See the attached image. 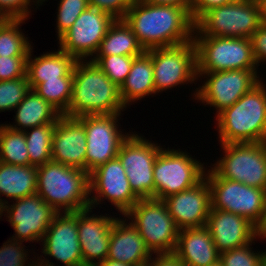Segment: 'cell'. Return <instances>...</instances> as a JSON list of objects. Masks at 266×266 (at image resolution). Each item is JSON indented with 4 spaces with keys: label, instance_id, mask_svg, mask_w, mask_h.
I'll return each instance as SVG.
<instances>
[{
    "label": "cell",
    "instance_id": "1",
    "mask_svg": "<svg viewBox=\"0 0 266 266\" xmlns=\"http://www.w3.org/2000/svg\"><path fill=\"white\" fill-rule=\"evenodd\" d=\"M123 20L145 51L193 40L194 21L185 8L177 5H156L135 0Z\"/></svg>",
    "mask_w": 266,
    "mask_h": 266
},
{
    "label": "cell",
    "instance_id": "2",
    "mask_svg": "<svg viewBox=\"0 0 266 266\" xmlns=\"http://www.w3.org/2000/svg\"><path fill=\"white\" fill-rule=\"evenodd\" d=\"M120 87L91 60H77L73 68L72 96L68 117L117 114L125 111Z\"/></svg>",
    "mask_w": 266,
    "mask_h": 266
},
{
    "label": "cell",
    "instance_id": "3",
    "mask_svg": "<svg viewBox=\"0 0 266 266\" xmlns=\"http://www.w3.org/2000/svg\"><path fill=\"white\" fill-rule=\"evenodd\" d=\"M262 80L215 115L219 144L266 142V84Z\"/></svg>",
    "mask_w": 266,
    "mask_h": 266
},
{
    "label": "cell",
    "instance_id": "4",
    "mask_svg": "<svg viewBox=\"0 0 266 266\" xmlns=\"http://www.w3.org/2000/svg\"><path fill=\"white\" fill-rule=\"evenodd\" d=\"M36 193L57 213L90 208L89 174L85 170L49 161L37 167Z\"/></svg>",
    "mask_w": 266,
    "mask_h": 266
},
{
    "label": "cell",
    "instance_id": "5",
    "mask_svg": "<svg viewBox=\"0 0 266 266\" xmlns=\"http://www.w3.org/2000/svg\"><path fill=\"white\" fill-rule=\"evenodd\" d=\"M193 36L251 39L261 25L258 0H235L207 10L195 23Z\"/></svg>",
    "mask_w": 266,
    "mask_h": 266
},
{
    "label": "cell",
    "instance_id": "6",
    "mask_svg": "<svg viewBox=\"0 0 266 266\" xmlns=\"http://www.w3.org/2000/svg\"><path fill=\"white\" fill-rule=\"evenodd\" d=\"M124 216L139 231L152 254L174 253L179 229L163 200L140 198Z\"/></svg>",
    "mask_w": 266,
    "mask_h": 266
},
{
    "label": "cell",
    "instance_id": "7",
    "mask_svg": "<svg viewBox=\"0 0 266 266\" xmlns=\"http://www.w3.org/2000/svg\"><path fill=\"white\" fill-rule=\"evenodd\" d=\"M197 72L258 70L251 39L193 36Z\"/></svg>",
    "mask_w": 266,
    "mask_h": 266
},
{
    "label": "cell",
    "instance_id": "8",
    "mask_svg": "<svg viewBox=\"0 0 266 266\" xmlns=\"http://www.w3.org/2000/svg\"><path fill=\"white\" fill-rule=\"evenodd\" d=\"M204 164L180 148H162L153 169L154 198L163 200L198 184L205 177Z\"/></svg>",
    "mask_w": 266,
    "mask_h": 266
},
{
    "label": "cell",
    "instance_id": "9",
    "mask_svg": "<svg viewBox=\"0 0 266 266\" xmlns=\"http://www.w3.org/2000/svg\"><path fill=\"white\" fill-rule=\"evenodd\" d=\"M205 177L211 190V208L234 213L257 226L266 208V190L224 179L212 168Z\"/></svg>",
    "mask_w": 266,
    "mask_h": 266
},
{
    "label": "cell",
    "instance_id": "10",
    "mask_svg": "<svg viewBox=\"0 0 266 266\" xmlns=\"http://www.w3.org/2000/svg\"><path fill=\"white\" fill-rule=\"evenodd\" d=\"M220 145L223 157L208 167L224 179L266 190V142Z\"/></svg>",
    "mask_w": 266,
    "mask_h": 266
},
{
    "label": "cell",
    "instance_id": "11",
    "mask_svg": "<svg viewBox=\"0 0 266 266\" xmlns=\"http://www.w3.org/2000/svg\"><path fill=\"white\" fill-rule=\"evenodd\" d=\"M257 70H225L197 72V77L206 78L202 86L193 93V99L214 107L216 115L232 106L261 79Z\"/></svg>",
    "mask_w": 266,
    "mask_h": 266
},
{
    "label": "cell",
    "instance_id": "12",
    "mask_svg": "<svg viewBox=\"0 0 266 266\" xmlns=\"http://www.w3.org/2000/svg\"><path fill=\"white\" fill-rule=\"evenodd\" d=\"M152 56L155 94L198 81L194 41L147 50Z\"/></svg>",
    "mask_w": 266,
    "mask_h": 266
},
{
    "label": "cell",
    "instance_id": "13",
    "mask_svg": "<svg viewBox=\"0 0 266 266\" xmlns=\"http://www.w3.org/2000/svg\"><path fill=\"white\" fill-rule=\"evenodd\" d=\"M129 133L117 157L125 169L132 191L139 198H154V163L163 147L142 135Z\"/></svg>",
    "mask_w": 266,
    "mask_h": 266
},
{
    "label": "cell",
    "instance_id": "14",
    "mask_svg": "<svg viewBox=\"0 0 266 266\" xmlns=\"http://www.w3.org/2000/svg\"><path fill=\"white\" fill-rule=\"evenodd\" d=\"M122 113L78 117L86 131V172L117 157L122 143L130 135L121 130L118 121ZM119 118V119H118ZM123 131V132H122Z\"/></svg>",
    "mask_w": 266,
    "mask_h": 266
},
{
    "label": "cell",
    "instance_id": "15",
    "mask_svg": "<svg viewBox=\"0 0 266 266\" xmlns=\"http://www.w3.org/2000/svg\"><path fill=\"white\" fill-rule=\"evenodd\" d=\"M89 199L92 209L106 199L116 207V210L118 209L122 216L138 202L140 198L132 191L125 169L118 157L89 173Z\"/></svg>",
    "mask_w": 266,
    "mask_h": 266
},
{
    "label": "cell",
    "instance_id": "16",
    "mask_svg": "<svg viewBox=\"0 0 266 266\" xmlns=\"http://www.w3.org/2000/svg\"><path fill=\"white\" fill-rule=\"evenodd\" d=\"M114 21L107 13L88 7L58 39L59 49L76 60L92 59Z\"/></svg>",
    "mask_w": 266,
    "mask_h": 266
},
{
    "label": "cell",
    "instance_id": "17",
    "mask_svg": "<svg viewBox=\"0 0 266 266\" xmlns=\"http://www.w3.org/2000/svg\"><path fill=\"white\" fill-rule=\"evenodd\" d=\"M13 201L4 205V217L15 232L10 238L40 243L57 211L37 193Z\"/></svg>",
    "mask_w": 266,
    "mask_h": 266
},
{
    "label": "cell",
    "instance_id": "18",
    "mask_svg": "<svg viewBox=\"0 0 266 266\" xmlns=\"http://www.w3.org/2000/svg\"><path fill=\"white\" fill-rule=\"evenodd\" d=\"M41 242L43 246L40 252L45 257H53L65 266H83L78 240L77 211L57 213Z\"/></svg>",
    "mask_w": 266,
    "mask_h": 266
},
{
    "label": "cell",
    "instance_id": "19",
    "mask_svg": "<svg viewBox=\"0 0 266 266\" xmlns=\"http://www.w3.org/2000/svg\"><path fill=\"white\" fill-rule=\"evenodd\" d=\"M92 208L77 211L78 240L83 266H97L107 258L111 228L117 217L91 214ZM91 214V215H89Z\"/></svg>",
    "mask_w": 266,
    "mask_h": 266
},
{
    "label": "cell",
    "instance_id": "20",
    "mask_svg": "<svg viewBox=\"0 0 266 266\" xmlns=\"http://www.w3.org/2000/svg\"><path fill=\"white\" fill-rule=\"evenodd\" d=\"M179 230L207 224L211 209V190L204 177L198 184L163 199Z\"/></svg>",
    "mask_w": 266,
    "mask_h": 266
},
{
    "label": "cell",
    "instance_id": "21",
    "mask_svg": "<svg viewBox=\"0 0 266 266\" xmlns=\"http://www.w3.org/2000/svg\"><path fill=\"white\" fill-rule=\"evenodd\" d=\"M52 161L86 171V131L78 117L61 115L55 123Z\"/></svg>",
    "mask_w": 266,
    "mask_h": 266
},
{
    "label": "cell",
    "instance_id": "22",
    "mask_svg": "<svg viewBox=\"0 0 266 266\" xmlns=\"http://www.w3.org/2000/svg\"><path fill=\"white\" fill-rule=\"evenodd\" d=\"M206 226L219 253L257 241L256 226L234 213L211 208Z\"/></svg>",
    "mask_w": 266,
    "mask_h": 266
},
{
    "label": "cell",
    "instance_id": "23",
    "mask_svg": "<svg viewBox=\"0 0 266 266\" xmlns=\"http://www.w3.org/2000/svg\"><path fill=\"white\" fill-rule=\"evenodd\" d=\"M154 256L146 247L139 231L126 217L116 218L112 228L107 258L129 265L144 262Z\"/></svg>",
    "mask_w": 266,
    "mask_h": 266
},
{
    "label": "cell",
    "instance_id": "24",
    "mask_svg": "<svg viewBox=\"0 0 266 266\" xmlns=\"http://www.w3.org/2000/svg\"><path fill=\"white\" fill-rule=\"evenodd\" d=\"M174 255L186 266H209L220 259L206 225L179 230Z\"/></svg>",
    "mask_w": 266,
    "mask_h": 266
},
{
    "label": "cell",
    "instance_id": "25",
    "mask_svg": "<svg viewBox=\"0 0 266 266\" xmlns=\"http://www.w3.org/2000/svg\"><path fill=\"white\" fill-rule=\"evenodd\" d=\"M32 54L33 46L26 61V76L31 89L46 80L58 79V77H73V68L77 61L73 56L60 49L38 57H32Z\"/></svg>",
    "mask_w": 266,
    "mask_h": 266
},
{
    "label": "cell",
    "instance_id": "26",
    "mask_svg": "<svg viewBox=\"0 0 266 266\" xmlns=\"http://www.w3.org/2000/svg\"><path fill=\"white\" fill-rule=\"evenodd\" d=\"M120 95L126 108L146 96L155 95L152 56L147 51L134 58L131 70L120 86Z\"/></svg>",
    "mask_w": 266,
    "mask_h": 266
},
{
    "label": "cell",
    "instance_id": "27",
    "mask_svg": "<svg viewBox=\"0 0 266 266\" xmlns=\"http://www.w3.org/2000/svg\"><path fill=\"white\" fill-rule=\"evenodd\" d=\"M14 111H16L15 124L7 123L6 125L16 131H25L28 128L45 124H55L62 115L33 89H30Z\"/></svg>",
    "mask_w": 266,
    "mask_h": 266
},
{
    "label": "cell",
    "instance_id": "28",
    "mask_svg": "<svg viewBox=\"0 0 266 266\" xmlns=\"http://www.w3.org/2000/svg\"><path fill=\"white\" fill-rule=\"evenodd\" d=\"M37 167L19 166L0 161V200L7 204L8 199H21L37 191ZM3 196L5 198H1ZM5 199V200H4Z\"/></svg>",
    "mask_w": 266,
    "mask_h": 266
},
{
    "label": "cell",
    "instance_id": "29",
    "mask_svg": "<svg viewBox=\"0 0 266 266\" xmlns=\"http://www.w3.org/2000/svg\"><path fill=\"white\" fill-rule=\"evenodd\" d=\"M145 52L124 20H115L108 28L94 56H140Z\"/></svg>",
    "mask_w": 266,
    "mask_h": 266
},
{
    "label": "cell",
    "instance_id": "30",
    "mask_svg": "<svg viewBox=\"0 0 266 266\" xmlns=\"http://www.w3.org/2000/svg\"><path fill=\"white\" fill-rule=\"evenodd\" d=\"M24 19H0V56H28L32 47L22 31Z\"/></svg>",
    "mask_w": 266,
    "mask_h": 266
},
{
    "label": "cell",
    "instance_id": "31",
    "mask_svg": "<svg viewBox=\"0 0 266 266\" xmlns=\"http://www.w3.org/2000/svg\"><path fill=\"white\" fill-rule=\"evenodd\" d=\"M0 161L19 166L30 165L24 131L10 129L6 123L0 125Z\"/></svg>",
    "mask_w": 266,
    "mask_h": 266
},
{
    "label": "cell",
    "instance_id": "32",
    "mask_svg": "<svg viewBox=\"0 0 266 266\" xmlns=\"http://www.w3.org/2000/svg\"><path fill=\"white\" fill-rule=\"evenodd\" d=\"M54 131L55 124H45L24 131L30 165L38 167L52 160L51 146Z\"/></svg>",
    "mask_w": 266,
    "mask_h": 266
},
{
    "label": "cell",
    "instance_id": "33",
    "mask_svg": "<svg viewBox=\"0 0 266 266\" xmlns=\"http://www.w3.org/2000/svg\"><path fill=\"white\" fill-rule=\"evenodd\" d=\"M72 84L73 77H58L37 84L33 90L63 115L71 101Z\"/></svg>",
    "mask_w": 266,
    "mask_h": 266
},
{
    "label": "cell",
    "instance_id": "34",
    "mask_svg": "<svg viewBox=\"0 0 266 266\" xmlns=\"http://www.w3.org/2000/svg\"><path fill=\"white\" fill-rule=\"evenodd\" d=\"M137 56H94L91 61L105 73V75L119 87L127 78L134 58Z\"/></svg>",
    "mask_w": 266,
    "mask_h": 266
},
{
    "label": "cell",
    "instance_id": "35",
    "mask_svg": "<svg viewBox=\"0 0 266 266\" xmlns=\"http://www.w3.org/2000/svg\"><path fill=\"white\" fill-rule=\"evenodd\" d=\"M30 89L27 76L0 81V112L14 110Z\"/></svg>",
    "mask_w": 266,
    "mask_h": 266
},
{
    "label": "cell",
    "instance_id": "36",
    "mask_svg": "<svg viewBox=\"0 0 266 266\" xmlns=\"http://www.w3.org/2000/svg\"><path fill=\"white\" fill-rule=\"evenodd\" d=\"M252 243L220 253L222 266H264L265 250L253 251Z\"/></svg>",
    "mask_w": 266,
    "mask_h": 266
},
{
    "label": "cell",
    "instance_id": "37",
    "mask_svg": "<svg viewBox=\"0 0 266 266\" xmlns=\"http://www.w3.org/2000/svg\"><path fill=\"white\" fill-rule=\"evenodd\" d=\"M47 0H41L44 4ZM57 12V39H59L77 20L78 16L89 7L88 0H59Z\"/></svg>",
    "mask_w": 266,
    "mask_h": 266
},
{
    "label": "cell",
    "instance_id": "38",
    "mask_svg": "<svg viewBox=\"0 0 266 266\" xmlns=\"http://www.w3.org/2000/svg\"><path fill=\"white\" fill-rule=\"evenodd\" d=\"M18 241L9 238L0 248V266H30L28 249ZM25 248V249H24ZM28 264V265H26Z\"/></svg>",
    "mask_w": 266,
    "mask_h": 266
},
{
    "label": "cell",
    "instance_id": "39",
    "mask_svg": "<svg viewBox=\"0 0 266 266\" xmlns=\"http://www.w3.org/2000/svg\"><path fill=\"white\" fill-rule=\"evenodd\" d=\"M32 4L42 5L41 0H0V19H30Z\"/></svg>",
    "mask_w": 266,
    "mask_h": 266
},
{
    "label": "cell",
    "instance_id": "40",
    "mask_svg": "<svg viewBox=\"0 0 266 266\" xmlns=\"http://www.w3.org/2000/svg\"><path fill=\"white\" fill-rule=\"evenodd\" d=\"M27 56H0V81L26 76Z\"/></svg>",
    "mask_w": 266,
    "mask_h": 266
},
{
    "label": "cell",
    "instance_id": "41",
    "mask_svg": "<svg viewBox=\"0 0 266 266\" xmlns=\"http://www.w3.org/2000/svg\"><path fill=\"white\" fill-rule=\"evenodd\" d=\"M135 0H88L89 7L107 13L115 20H123Z\"/></svg>",
    "mask_w": 266,
    "mask_h": 266
},
{
    "label": "cell",
    "instance_id": "42",
    "mask_svg": "<svg viewBox=\"0 0 266 266\" xmlns=\"http://www.w3.org/2000/svg\"><path fill=\"white\" fill-rule=\"evenodd\" d=\"M253 56L256 64L266 62V25L261 24L251 37ZM260 63V64H259Z\"/></svg>",
    "mask_w": 266,
    "mask_h": 266
},
{
    "label": "cell",
    "instance_id": "43",
    "mask_svg": "<svg viewBox=\"0 0 266 266\" xmlns=\"http://www.w3.org/2000/svg\"><path fill=\"white\" fill-rule=\"evenodd\" d=\"M233 1L235 0H192L191 18L195 23L207 10Z\"/></svg>",
    "mask_w": 266,
    "mask_h": 266
},
{
    "label": "cell",
    "instance_id": "44",
    "mask_svg": "<svg viewBox=\"0 0 266 266\" xmlns=\"http://www.w3.org/2000/svg\"><path fill=\"white\" fill-rule=\"evenodd\" d=\"M151 257V266H186L180 261L174 253L172 254H155Z\"/></svg>",
    "mask_w": 266,
    "mask_h": 266
},
{
    "label": "cell",
    "instance_id": "45",
    "mask_svg": "<svg viewBox=\"0 0 266 266\" xmlns=\"http://www.w3.org/2000/svg\"><path fill=\"white\" fill-rule=\"evenodd\" d=\"M156 5H177L185 8L191 15L192 0H141Z\"/></svg>",
    "mask_w": 266,
    "mask_h": 266
},
{
    "label": "cell",
    "instance_id": "46",
    "mask_svg": "<svg viewBox=\"0 0 266 266\" xmlns=\"http://www.w3.org/2000/svg\"><path fill=\"white\" fill-rule=\"evenodd\" d=\"M256 238L266 240V208L260 223L256 226Z\"/></svg>",
    "mask_w": 266,
    "mask_h": 266
},
{
    "label": "cell",
    "instance_id": "47",
    "mask_svg": "<svg viewBox=\"0 0 266 266\" xmlns=\"http://www.w3.org/2000/svg\"><path fill=\"white\" fill-rule=\"evenodd\" d=\"M37 255H35L33 257V260L32 259H29L31 260L29 263H30V266H55V264L53 262H49L50 260H48L47 258L43 257V254L40 255V256H37V260L35 259ZM43 257V259H42ZM58 266V264H57Z\"/></svg>",
    "mask_w": 266,
    "mask_h": 266
},
{
    "label": "cell",
    "instance_id": "48",
    "mask_svg": "<svg viewBox=\"0 0 266 266\" xmlns=\"http://www.w3.org/2000/svg\"><path fill=\"white\" fill-rule=\"evenodd\" d=\"M97 266H131V265L106 258L104 261L99 263Z\"/></svg>",
    "mask_w": 266,
    "mask_h": 266
},
{
    "label": "cell",
    "instance_id": "49",
    "mask_svg": "<svg viewBox=\"0 0 266 266\" xmlns=\"http://www.w3.org/2000/svg\"><path fill=\"white\" fill-rule=\"evenodd\" d=\"M260 5L261 24L266 25V0H258Z\"/></svg>",
    "mask_w": 266,
    "mask_h": 266
},
{
    "label": "cell",
    "instance_id": "50",
    "mask_svg": "<svg viewBox=\"0 0 266 266\" xmlns=\"http://www.w3.org/2000/svg\"><path fill=\"white\" fill-rule=\"evenodd\" d=\"M132 266H151V259H148L144 262L138 263V264H134Z\"/></svg>",
    "mask_w": 266,
    "mask_h": 266
},
{
    "label": "cell",
    "instance_id": "51",
    "mask_svg": "<svg viewBox=\"0 0 266 266\" xmlns=\"http://www.w3.org/2000/svg\"><path fill=\"white\" fill-rule=\"evenodd\" d=\"M4 214V204L3 202L0 200V219H2L1 216H3Z\"/></svg>",
    "mask_w": 266,
    "mask_h": 266
},
{
    "label": "cell",
    "instance_id": "52",
    "mask_svg": "<svg viewBox=\"0 0 266 266\" xmlns=\"http://www.w3.org/2000/svg\"><path fill=\"white\" fill-rule=\"evenodd\" d=\"M209 266H222V263L220 261H218L217 263L209 265Z\"/></svg>",
    "mask_w": 266,
    "mask_h": 266
},
{
    "label": "cell",
    "instance_id": "53",
    "mask_svg": "<svg viewBox=\"0 0 266 266\" xmlns=\"http://www.w3.org/2000/svg\"><path fill=\"white\" fill-rule=\"evenodd\" d=\"M264 266H266V250H265V256H264Z\"/></svg>",
    "mask_w": 266,
    "mask_h": 266
}]
</instances>
